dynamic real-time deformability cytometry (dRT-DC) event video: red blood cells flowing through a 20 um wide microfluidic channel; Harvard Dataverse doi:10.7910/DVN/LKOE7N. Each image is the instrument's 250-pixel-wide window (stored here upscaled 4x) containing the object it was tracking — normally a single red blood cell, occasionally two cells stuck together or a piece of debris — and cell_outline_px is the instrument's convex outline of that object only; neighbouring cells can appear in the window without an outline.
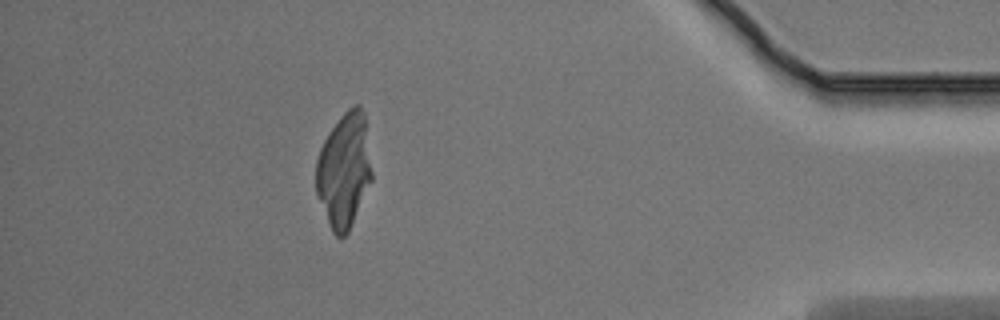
{"species": "Egyptian fruit bat (a non-hibernating species)", "species_latin": "Rousettus aegyptiacus", "temperature_condition": "warm", "stored_images_in_passage": 42, "camera_frame_rate_fps": 3000, "um_per_image_px": 0.085, "animal": {"sex": "male"}, "frame": {"image": 1, "passage_image": 37, "time_ms": 12.0, "image_size_px": [1000, 320], "cell_outline_px": [[372, 180], [348, 232], [344, 236], [336, 236], [332, 232], [328, 224], [316, 192], [316, 160], [320, 148], [328, 132], [340, 116], [348, 108], [356, 104], [360, 104], [364, 112], [372, 172]], "centroid_in_image_um": [29.24, 14.46], "position_along_channel_um": 406.0, "area_um2": 37.28}}